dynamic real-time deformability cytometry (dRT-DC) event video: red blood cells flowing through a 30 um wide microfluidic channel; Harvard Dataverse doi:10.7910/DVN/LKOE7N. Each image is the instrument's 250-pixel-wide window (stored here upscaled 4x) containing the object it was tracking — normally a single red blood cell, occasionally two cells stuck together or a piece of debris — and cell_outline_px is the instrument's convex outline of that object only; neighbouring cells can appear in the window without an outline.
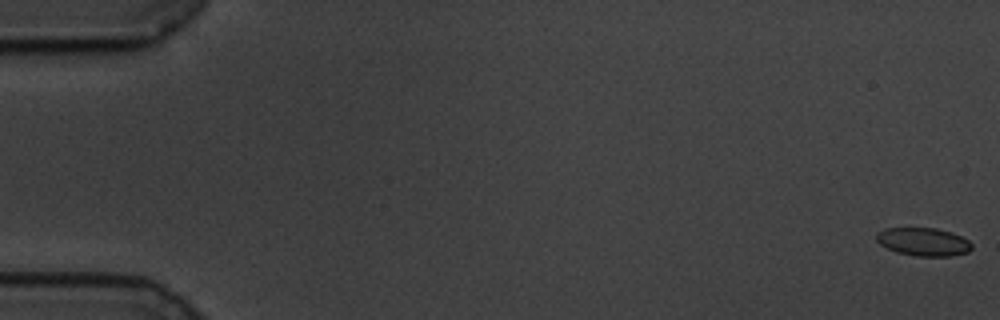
{"species": "common noctule bat (a hibernating species)", "species_latin": "Nyctalus noctula", "temperature_condition": "cold", "stored_images_in_passage": 60, "camera_frame_rate_fps": 3000, "um_per_image_px": 0.085, "animal": {"sex": "male", "body_mass_g": 19.5, "forearm_length_mm": 54.6}, "frame": {"image": 1, "passage_image": 1, "time_ms": 0.0, "image_size_px": [1000, 320], "cell_outline_px": [[972, 248], [968, 252], [948, 256], [916, 256], [896, 252], [880, 244], [876, 240], [876, 232], [884, 228], [936, 228], [952, 232], [968, 240], [972, 244]], "centroid_in_image_um": [78.47, 20.54], "position_along_channel_um": 6.5, "area_um2": 15.66}}
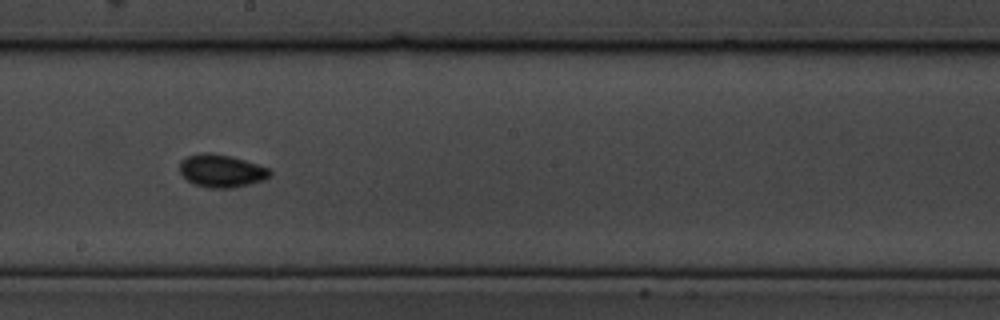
{"frame": {"image": 2, "passage_image": 34, "time_ms": 11.0, "image_size_px": [1000, 320], "cell_outline_px": [[272, 176], [264, 180], [232, 188], [208, 188], [192, 184], [180, 172], [180, 160], [188, 156], [204, 152], [208, 152], [228, 156], [244, 160], [268, 168], [272, 172]], "centroid_in_image_um": [18.82, 14.53], "position_along_channel_um": 229.4, "area_um2": 17.17}}
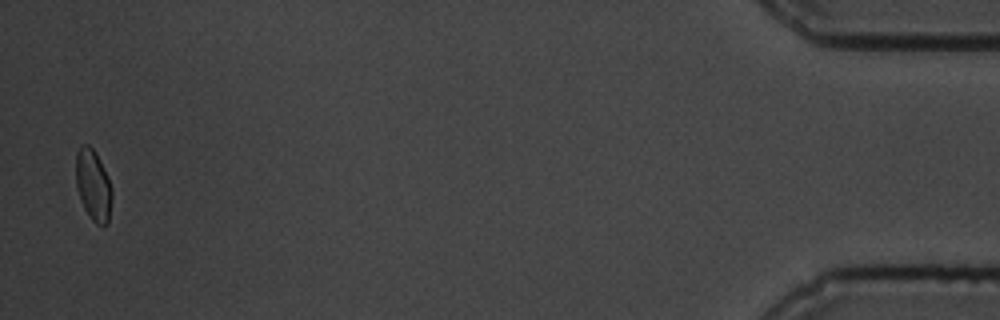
{"frame": {"image": 3, "passage_image": 59, "time_ms": 19.333, "image_size_px": [1000, 320], "cell_outline_px": [[112, 196], [108, 224], [104, 228], [96, 224], [92, 220], [84, 208], [80, 200], [76, 188], [76, 152], [80, 144], [88, 144], [96, 152], [108, 176], [112, 188]], "centroid_in_image_um": [7.92, 15.75], "position_along_channel_um": 427.3, "area_um2": 15.32}, "authors_computed_cell_mechanics": {"area_um2": 15.9239, "velocity_mm_per_s": 3.3991, "shape_relaxation_time_tau1_ms": 3.0472, "shape_relaxation_time_tau2_ms": 2.9762, "deformation_change_tau1": 0.061, "deformation_change_tau2": 0.0348}}